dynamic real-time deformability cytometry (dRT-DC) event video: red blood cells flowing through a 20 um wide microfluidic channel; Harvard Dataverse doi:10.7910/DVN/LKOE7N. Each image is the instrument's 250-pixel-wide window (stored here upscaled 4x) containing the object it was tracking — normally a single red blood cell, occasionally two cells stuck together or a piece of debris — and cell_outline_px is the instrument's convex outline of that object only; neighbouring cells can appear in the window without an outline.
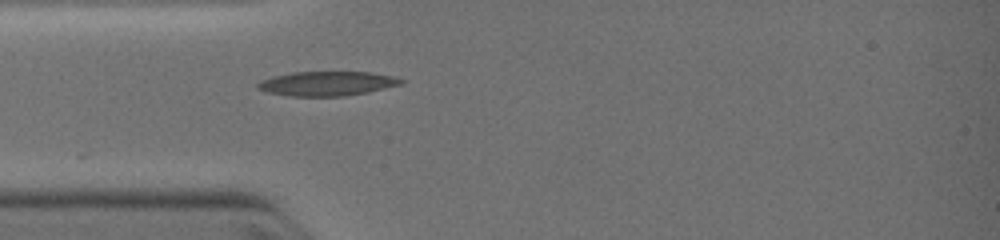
{"species": "common noctule bat (a hibernating species)", "species_latin": "Nyctalus noctula", "temperature_condition": "warm", "stored_images_in_passage": 1, "camera_frame_rate_fps": 3000, "um_per_image_px": 0.085, "animal": {"sex": "female", "body_mass_g": 19.0, "forearm_length_mm": 51.5}, "frame": {"image": 1, "passage_image": 1, "time_ms": 0.0, "image_size_px": [1000, 240], "cell_outline_px": [[404, 80], [400, 84], [368, 92], [344, 96], [292, 96], [268, 92], [256, 88], [256, 84], [260, 80], [272, 76], [292, 72], [368, 72], [392, 76]], "centroid_in_image_um": [27.73, 7.1], "position_along_channel_um": 57.3, "area_um2": 20.23}}